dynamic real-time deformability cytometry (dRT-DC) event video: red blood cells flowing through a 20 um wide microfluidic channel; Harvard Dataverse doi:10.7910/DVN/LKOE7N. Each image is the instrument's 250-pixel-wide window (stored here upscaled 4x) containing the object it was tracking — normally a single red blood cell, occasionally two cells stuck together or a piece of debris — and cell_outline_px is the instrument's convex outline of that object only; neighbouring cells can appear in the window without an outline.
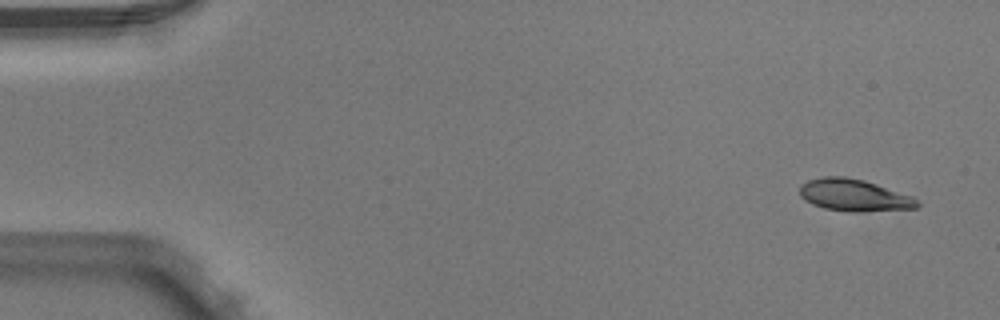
{"species": "Egyptian fruit bat (a non-hibernating species)", "species_latin": "Rousettus aegyptiacus", "temperature_condition": "warm", "stored_images_in_passage": 5, "camera_frame_rate_fps": 3000, "um_per_image_px": 0.085, "animal": {"sex": "male"}, "frame": {"image": 1, "passage_image": 1, "time_ms": 0.0, "image_size_px": [1000, 320], "cell_outline_px": [[920, 204], [916, 208], [860, 212], [852, 212], [824, 208], [812, 204], [804, 200], [800, 196], [800, 184], [808, 180], [824, 176], [844, 176], [864, 180], [912, 196], [920, 200]], "centroid_in_image_um": [72.59, 16.59], "position_along_channel_um": 12.4, "area_um2": 22.02}}